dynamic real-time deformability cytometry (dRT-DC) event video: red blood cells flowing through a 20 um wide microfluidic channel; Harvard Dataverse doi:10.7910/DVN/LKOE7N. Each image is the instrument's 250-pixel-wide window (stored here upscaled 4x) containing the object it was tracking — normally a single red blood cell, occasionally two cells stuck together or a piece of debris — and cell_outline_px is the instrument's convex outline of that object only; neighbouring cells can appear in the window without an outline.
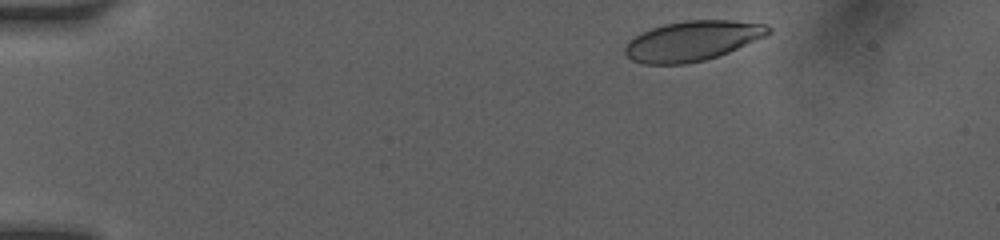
{"species": "human", "species_latin": "Homo sapiens", "temperature_condition": "room temperature", "stored_images_in_passage": 39, "camera_frame_rate_fps": 3000, "um_per_image_px": 0.085, "donor": {"sex": "female"}, "frame": {"image": 1, "passage_image": 3, "time_ms": 0.667, "image_size_px": [1000, 240], "cell_outline_px": [[772, 32], [764, 36], [728, 52], [704, 60], [684, 64], [644, 64], [632, 60], [624, 56], [624, 48], [628, 40], [652, 28], [664, 24], [684, 20], [728, 20], [768, 24], [772, 28]], "centroid_in_image_um": [58.83, 3.47], "position_along_channel_um": 26.2, "area_um2": 33.23}}
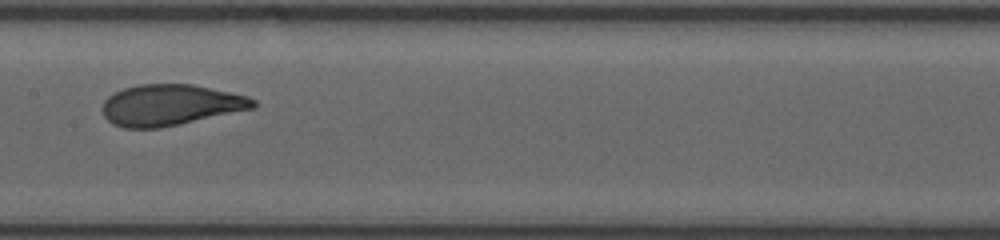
{"frame": {"image": 2, "passage_image": 22, "time_ms": 7.0, "image_size_px": [1000, 240], "cell_outline_px": [[256, 108], [180, 124], [160, 128], [124, 128], [112, 124], [104, 116], [104, 100], [108, 96], [124, 88], [140, 84], [192, 84], [248, 96], [256, 100]], "centroid_in_image_um": [14.51, 8.93], "position_along_channel_um": 192.9, "area_um2": 36.01}}
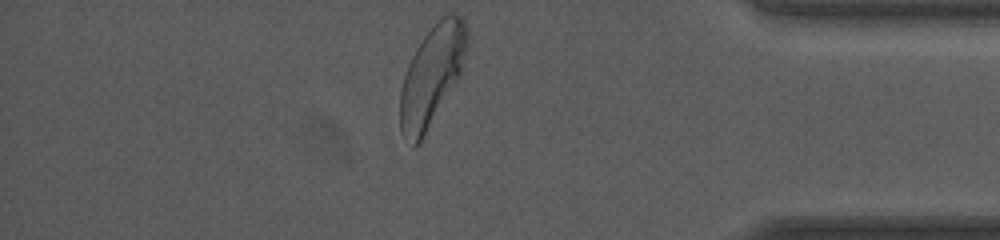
{"frame": {"image": 3, "passage_image": 39, "time_ms": 12.667, "image_size_px": [1000, 240], "cell_outline_px": [[468, 44], [460, 76], [424, 136], [416, 148], [412, 148], [400, 132], [400, 88], [408, 64], [416, 48], [424, 36], [440, 16], [448, 12], [452, 12], [460, 16], [464, 20], [468, 32]], "centroid_in_image_um": [36.71, 6.43], "position_along_channel_um": 398.5, "area_um2": 39.36}, "authors_computed_cell_mechanics": {"area_um2": 36.0672, "velocity_mm_per_s": 4.0854, "shape_relaxation_time_tau1_ms": 3.3598, "shape_relaxation_time_tau2_ms": null, "deformation_change_tau1": 0.1761, "deformation_change_tau2": null}}